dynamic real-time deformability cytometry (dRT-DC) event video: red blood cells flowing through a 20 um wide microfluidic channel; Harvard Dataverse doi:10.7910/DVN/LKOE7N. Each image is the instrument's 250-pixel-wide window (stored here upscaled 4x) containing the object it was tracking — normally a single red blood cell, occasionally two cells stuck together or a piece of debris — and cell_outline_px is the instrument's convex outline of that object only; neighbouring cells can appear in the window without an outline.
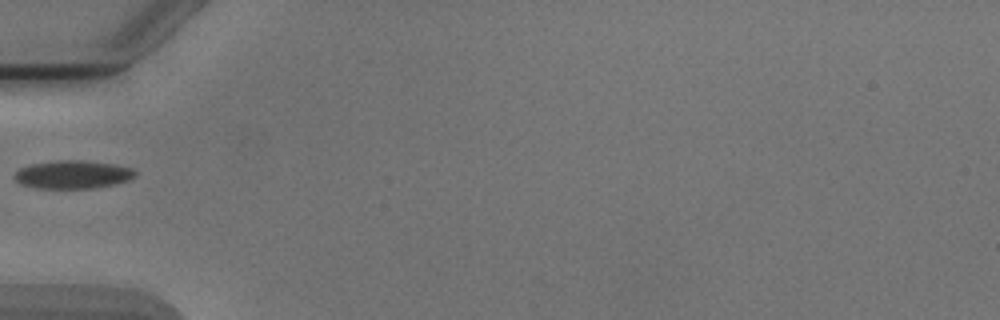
{"species": "Egyptian fruit bat (a non-hibernating species)", "species_latin": "Rousettus aegyptiacus", "temperature_condition": "cold", "stored_images_in_passage": 2, "camera_frame_rate_fps": 3000, "um_per_image_px": 0.085, "animal": {"sex": "male"}, "frame": {"image": 1, "passage_image": 1, "time_ms": 0.0, "image_size_px": [1000, 320], "cell_outline_px": [[136, 176], [128, 180], [116, 184], [96, 188], [36, 188], [20, 184], [16, 180], [16, 172], [20, 168], [32, 164], [52, 160], [84, 160], [116, 164], [132, 168], [136, 172]], "centroid_in_image_um": [6.23, 14.83], "position_along_channel_um": 78.8, "area_um2": 19.94}}
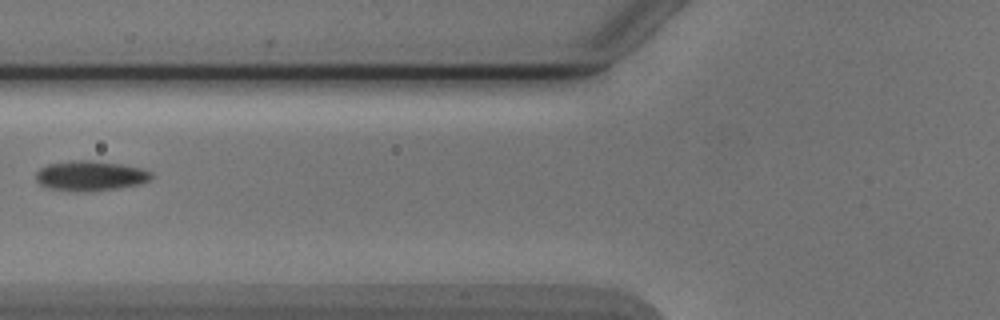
{"frame": {"image": 2, "passage_image": 2, "time_ms": 1.0, "image_size_px": [1000, 320], "cell_outline_px": [[152, 176], [148, 180], [140, 184], [120, 188], [92, 192], [72, 192], [48, 188], [40, 184], [36, 180], [36, 172], [40, 168], [48, 164], [80, 160], [88, 160], [120, 164], [140, 168], [152, 172]], "centroid_in_image_um": [7.66, 14.97], "position_along_channel_um": 118.1, "area_um2": 20.29}}